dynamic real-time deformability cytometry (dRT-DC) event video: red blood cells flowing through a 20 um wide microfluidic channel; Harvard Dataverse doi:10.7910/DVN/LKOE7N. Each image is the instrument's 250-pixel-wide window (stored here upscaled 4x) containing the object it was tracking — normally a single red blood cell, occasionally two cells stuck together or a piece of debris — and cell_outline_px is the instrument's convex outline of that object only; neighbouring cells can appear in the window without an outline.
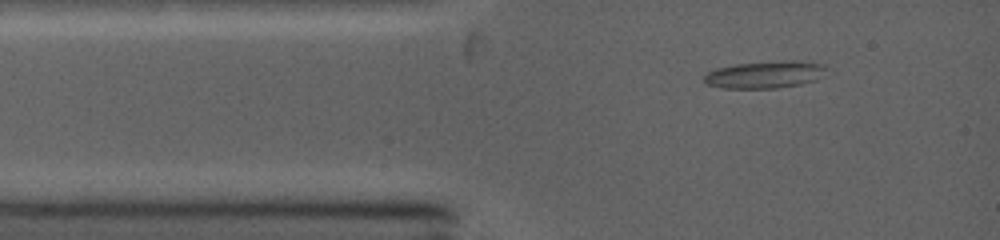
{"species": "common noctule bat (a hibernating species)", "species_latin": "Nyctalus noctula", "temperature_condition": "warm", "stored_images_in_passage": 5, "camera_frame_rate_fps": 5000, "um_per_image_px": 0.085, "animal": {"sex": "female", "body_mass_g": 19.0, "forearm_length_mm": 53.3}, "frame": {"image": 1, "passage_image": 3, "time_ms": 1.0, "image_size_px": [1000, 240], "cell_outline_px": [[824, 76], [816, 80], [800, 84], [776, 88], [724, 88], [704, 84], [704, 76], [708, 72], [716, 68], [736, 64], [784, 60], [800, 60], [824, 64]], "centroid_in_image_um": [65.03, 6.33], "position_along_channel_um": 20.0, "area_um2": 19.48}}
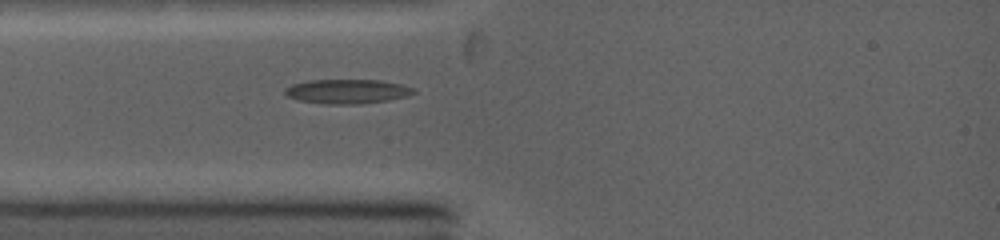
{"frame": {"image": 2, "passage_image": 5, "time_ms": 2.4, "image_size_px": [1000, 240], "cell_outline_px": [[416, 92], [408, 96], [388, 100], [360, 104], [324, 104], [300, 100], [288, 96], [284, 92], [284, 88], [292, 84], [308, 80], [380, 80], [400, 84], [412, 88]], "centroid_in_image_um": [29.5, 7.77], "position_along_channel_um": 55.5, "area_um2": 18.21}}